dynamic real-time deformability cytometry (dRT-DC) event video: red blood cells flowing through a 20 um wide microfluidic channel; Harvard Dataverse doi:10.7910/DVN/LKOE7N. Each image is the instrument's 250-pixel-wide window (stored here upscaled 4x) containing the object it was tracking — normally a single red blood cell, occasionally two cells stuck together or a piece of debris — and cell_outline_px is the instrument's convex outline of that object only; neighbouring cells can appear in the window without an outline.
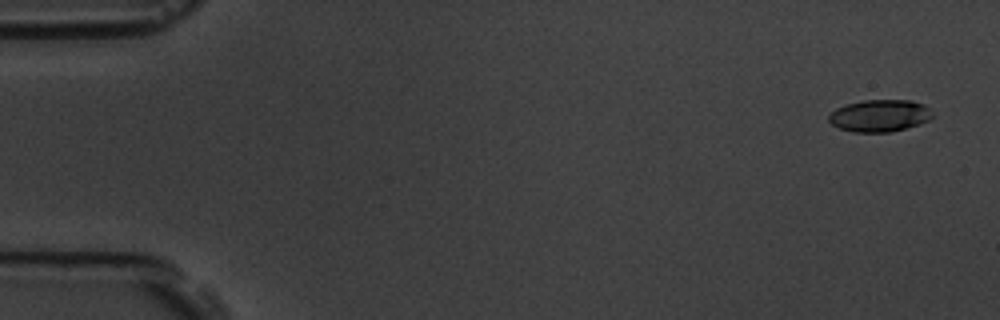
{"species": "common noctule bat (a hibernating species)", "species_latin": "Nyctalus noctula", "temperature_condition": "room temperature", "stored_images_in_passage": 5, "camera_frame_rate_fps": 3000, "um_per_image_px": 0.085, "animal": {"sex": "male", "body_mass_g": 19.5, "forearm_length_mm": 54.6}, "frame": {"image": 1, "passage_image": 1, "time_ms": 0.0, "image_size_px": [1000, 320], "cell_outline_px": [[932, 116], [928, 120], [920, 124], [892, 132], [852, 132], [840, 128], [832, 124], [828, 120], [828, 116], [836, 108], [848, 104], [864, 100], [912, 100], [924, 104], [932, 112]], "centroid_in_image_um": [74.78, 9.83], "position_along_channel_um": 10.2, "area_um2": 19.36}}
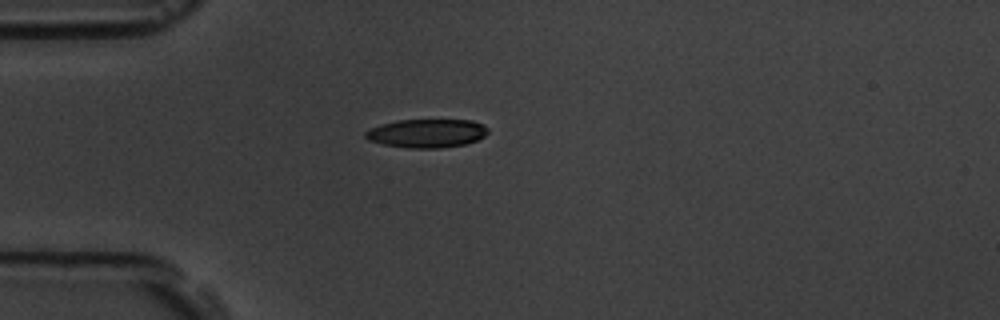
{"frame": {"image": 2, "passage_image": 4, "time_ms": 4.333, "image_size_px": [1000, 320], "cell_outline_px": [[488, 132], [484, 136], [476, 140], [464, 144], [440, 148], [408, 148], [384, 144], [368, 140], [364, 136], [364, 132], [372, 128], [384, 124], [400, 120], [472, 120], [484, 124], [488, 128]], "centroid_in_image_um": [36.31, 11.33], "position_along_channel_um": 48.7, "area_um2": 20.23}}